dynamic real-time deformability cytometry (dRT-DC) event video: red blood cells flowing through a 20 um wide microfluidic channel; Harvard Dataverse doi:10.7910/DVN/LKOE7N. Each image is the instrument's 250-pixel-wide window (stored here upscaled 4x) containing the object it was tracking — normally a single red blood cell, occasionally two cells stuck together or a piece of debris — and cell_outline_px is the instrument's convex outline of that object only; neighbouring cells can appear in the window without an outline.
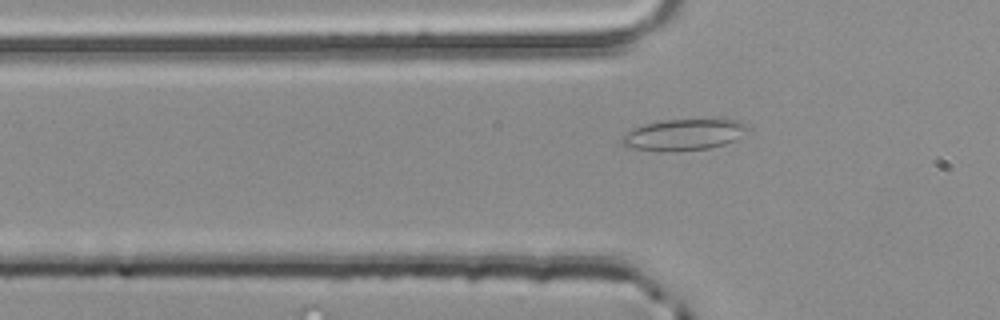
{"species": "common noctule bat (a hibernating species)", "species_latin": "Nyctalus noctula", "temperature_condition": "room temperature", "stored_images_in_passage": 7, "camera_frame_rate_fps": 3000, "um_per_image_px": 0.085, "animal": {"sex": "male", "body_mass_g": 20.4}, "frame": {"image": 1, "passage_image": 6, "time_ms": 1.667, "image_size_px": [1000, 320], "cell_outline_px": [[748, 128], [732, 140], [724, 144], [708, 148], [672, 152], [664, 152], [628, 148], [620, 144], [620, 136], [644, 124], [664, 120], [720, 116], [728, 116], [740, 120]], "centroid_in_image_um": [58.11, 11.4], "position_along_channel_um": 67.7, "area_um2": 23.81}}
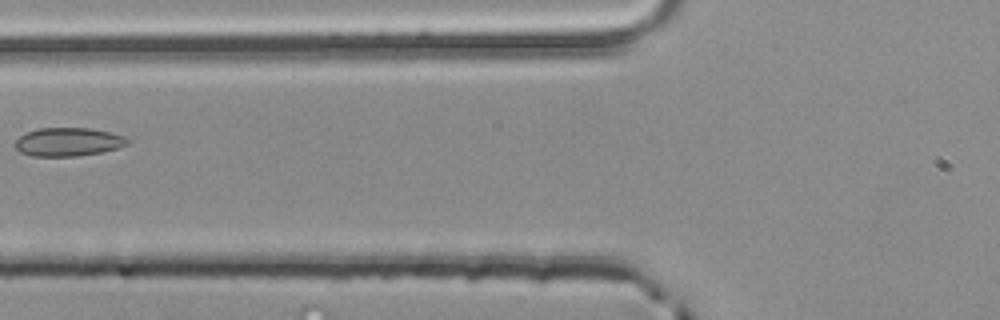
{"frame": {"image": 2, "passage_image": 7, "time_ms": 2.0, "image_size_px": [1000, 320], "cell_outline_px": [[132, 140], [128, 144], [116, 148], [100, 152], [76, 156], [32, 156], [20, 152], [12, 144], [20, 136], [28, 132], [40, 128], [88, 128], [108, 132], [124, 136]], "centroid_in_image_um": [5.78, 12.06], "position_along_channel_um": 120.0, "area_um2": 18.55}}